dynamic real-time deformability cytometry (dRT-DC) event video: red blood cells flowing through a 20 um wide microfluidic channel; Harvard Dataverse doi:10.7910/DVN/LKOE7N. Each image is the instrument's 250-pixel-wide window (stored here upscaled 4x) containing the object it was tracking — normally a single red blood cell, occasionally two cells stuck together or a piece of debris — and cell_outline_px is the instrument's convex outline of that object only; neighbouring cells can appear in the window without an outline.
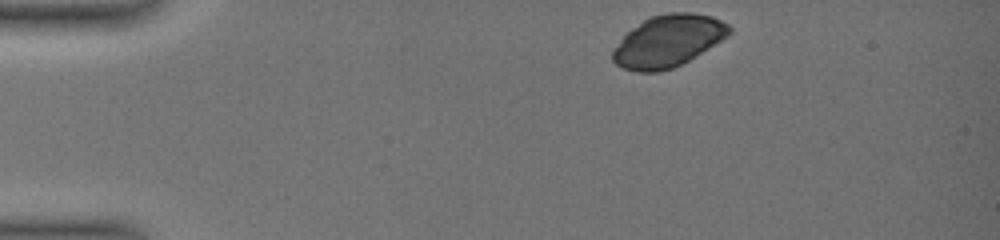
{"species": "common noctule bat (a hibernating species)", "species_latin": "Nyctalus noctula", "temperature_condition": "warm", "stored_images_in_passage": 40, "camera_frame_rate_fps": 3000, "um_per_image_px": 0.085, "animal": {"sex": "female", "body_mass_g": 19.0, "forearm_length_mm": 51.5}, "frame": {"image": 1, "passage_image": 1, "time_ms": 0.0, "image_size_px": [1000, 240], "cell_outline_px": [[732, 32], [728, 36], [688, 60], [672, 68], [656, 72], [636, 72], [624, 68], [616, 64], [612, 60], [612, 52], [620, 40], [632, 28], [648, 16], [668, 12], [692, 12], [712, 16], [728, 24], [732, 28]], "centroid_in_image_um": [56.79, 3.47], "position_along_channel_um": 28.2, "area_um2": 35.08}}